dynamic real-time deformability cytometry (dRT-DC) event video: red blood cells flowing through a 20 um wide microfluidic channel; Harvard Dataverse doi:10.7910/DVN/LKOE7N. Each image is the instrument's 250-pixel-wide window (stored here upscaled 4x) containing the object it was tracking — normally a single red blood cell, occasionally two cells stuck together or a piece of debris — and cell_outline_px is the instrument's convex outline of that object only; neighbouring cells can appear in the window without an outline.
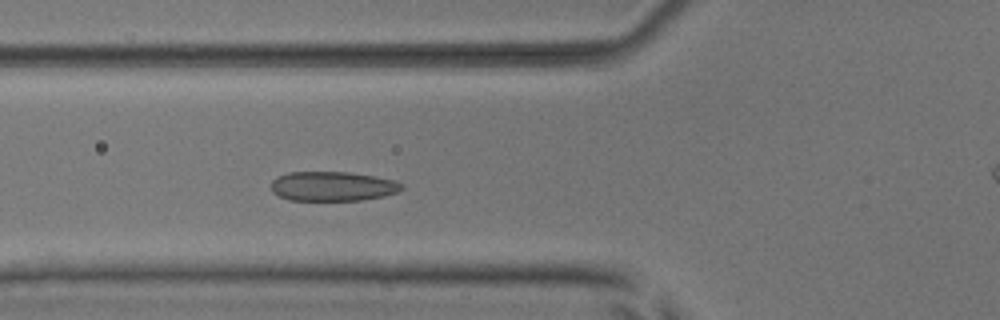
{"species": "common noctule bat (a hibernating species)", "species_latin": "Nyctalus noctula", "temperature_condition": "room temperature", "stored_images_in_passage": 50, "camera_frame_rate_fps": 3000, "um_per_image_px": 0.085, "animal": {"sex": "male", "body_mass_g": 17.9, "forearm_length_mm": 54.2}, "frame": {"image": 1, "passage_image": 16, "time_ms": 5.0, "image_size_px": [1000, 320], "cell_outline_px": [[404, 188], [396, 192], [384, 196], [360, 200], [288, 200], [272, 192], [272, 180], [276, 176], [288, 172], [348, 172], [396, 180], [404, 184]], "centroid_in_image_um": [28.27, 15.83], "position_along_channel_um": 97.5, "area_um2": 22.48}}
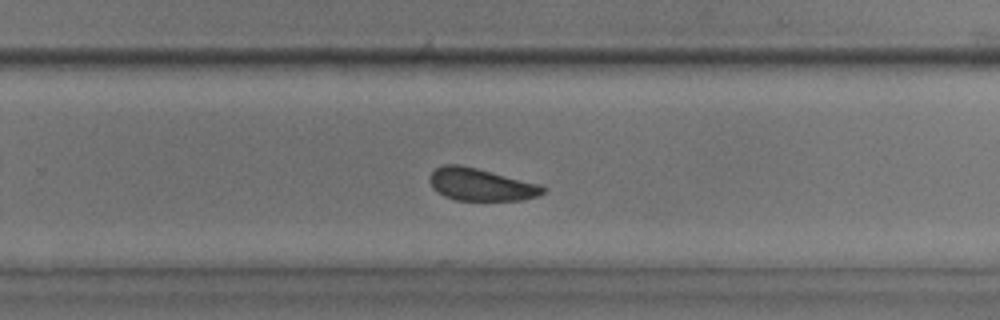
{"frame": {"image": 2, "passage_image": 31, "time_ms": 10.0, "image_size_px": [1000, 320], "cell_outline_px": [[548, 188], [544, 192], [536, 196], [524, 200], [456, 200], [444, 196], [436, 192], [432, 188], [428, 180], [432, 172], [436, 168], [444, 164], [460, 164], [540, 184]], "centroid_in_image_um": [40.85, 15.69], "position_along_channel_um": 288.9, "area_um2": 21.44}}
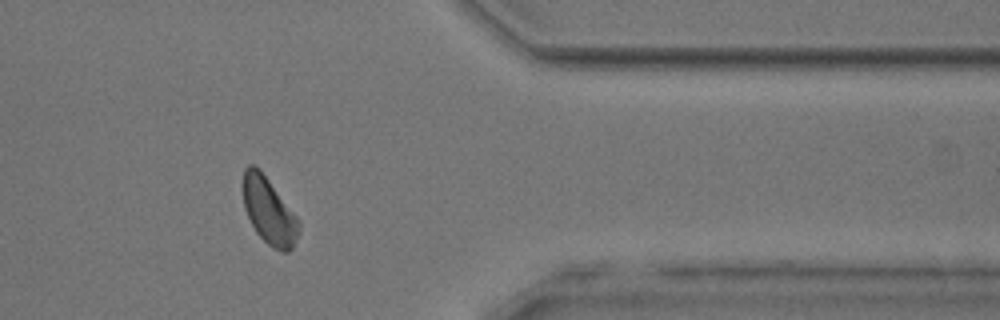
{"frame": {"image": 3, "passage_image": 40, "time_ms": 13.0, "image_size_px": [1000, 320], "cell_outline_px": [[300, 224], [292, 248], [288, 252], [284, 252], [272, 248], [256, 232], [244, 208], [244, 168], [248, 164], [256, 164], [260, 168], [300, 220]], "centroid_in_image_um": [22.86, 17.9], "position_along_channel_um": 388.5, "area_um2": 21.5}, "authors_computed_cell_mechanics": {"area_um2": 22.5998, "velocity_mm_per_s": 3.8439, "shape_relaxation_time_tau1_ms": 2.4529, "shape_relaxation_time_tau2_ms": 2.919, "deformation_change_tau1": 0.0844, "deformation_change_tau2": 0.0837}}